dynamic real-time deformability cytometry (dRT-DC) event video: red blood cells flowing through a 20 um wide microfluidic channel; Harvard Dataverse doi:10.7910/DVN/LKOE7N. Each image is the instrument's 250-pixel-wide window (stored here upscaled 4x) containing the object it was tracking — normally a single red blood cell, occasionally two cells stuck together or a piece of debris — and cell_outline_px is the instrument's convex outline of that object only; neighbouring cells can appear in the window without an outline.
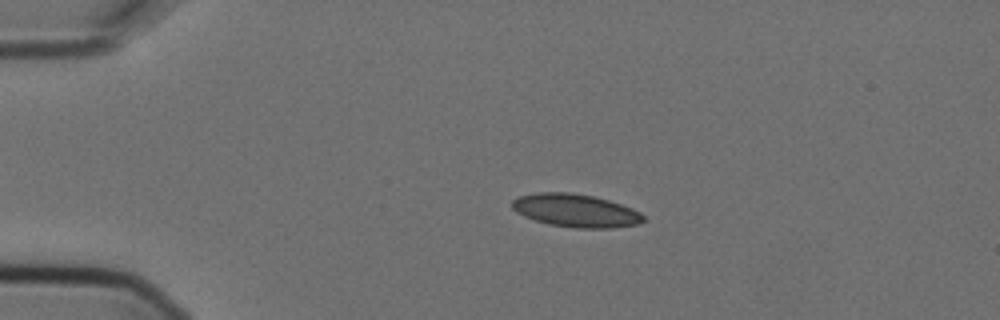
{"species": "Egyptian fruit bat (a non-hibernating species)", "species_latin": "Rousettus aegyptiacus", "temperature_condition": "cold", "stored_images_in_passage": 4, "camera_frame_rate_fps": 3000, "um_per_image_px": 0.085, "animal": {"sex": "female"}, "frame": {"image": 1, "passage_image": 3, "time_ms": 0.667, "image_size_px": [1000, 320], "cell_outline_px": [[648, 220], [640, 224], [612, 228], [576, 228], [548, 224], [524, 216], [516, 212], [512, 208], [512, 200], [520, 196], [536, 192], [568, 192], [592, 196], [608, 200], [632, 208], [640, 212]], "centroid_in_image_um": [48.96, 17.9], "position_along_channel_um": 36.0, "area_um2": 25.37}}